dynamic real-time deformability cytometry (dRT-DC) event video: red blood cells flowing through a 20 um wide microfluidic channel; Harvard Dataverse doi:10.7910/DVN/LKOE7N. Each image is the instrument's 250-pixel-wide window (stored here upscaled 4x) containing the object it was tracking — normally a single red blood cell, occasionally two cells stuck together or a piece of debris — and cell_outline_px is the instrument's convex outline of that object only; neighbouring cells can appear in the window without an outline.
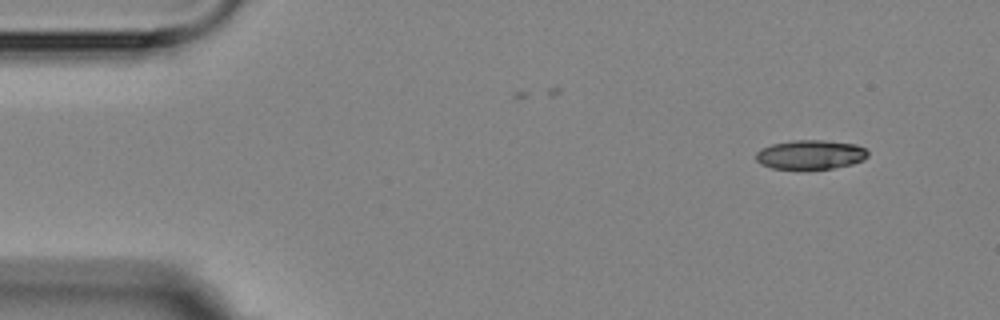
{"species": "Egyptian fruit bat (a non-hibernating species)", "species_latin": "Rousettus aegyptiacus", "temperature_condition": "room temperature", "stored_images_in_passage": 5, "camera_frame_rate_fps": 3000, "um_per_image_px": 0.085, "animal": {"sex": "female"}, "frame": {"image": 1, "passage_image": 1, "time_ms": 0.0, "image_size_px": [1000, 320], "cell_outline_px": [[868, 156], [864, 160], [852, 164], [832, 168], [772, 168], [760, 164], [756, 160], [756, 152], [760, 148], [772, 144], [792, 140], [824, 140], [856, 144], [864, 148], [868, 152]], "centroid_in_image_um": [68.89, 13.13], "position_along_channel_um": 16.1, "area_um2": 19.02}}
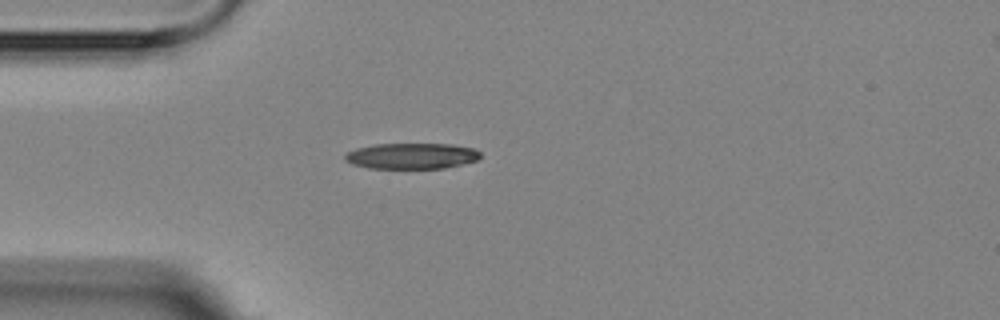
{"frame": {"image": 2, "passage_image": 4, "time_ms": 3.333, "image_size_px": [1000, 320], "cell_outline_px": [[480, 156], [476, 160], [444, 168], [368, 168], [352, 164], [344, 160], [344, 156], [348, 152], [356, 148], [376, 144], [452, 144], [476, 148], [480, 152]], "centroid_in_image_um": [34.98, 13.25], "position_along_channel_um": 50.0, "area_um2": 20.35}}